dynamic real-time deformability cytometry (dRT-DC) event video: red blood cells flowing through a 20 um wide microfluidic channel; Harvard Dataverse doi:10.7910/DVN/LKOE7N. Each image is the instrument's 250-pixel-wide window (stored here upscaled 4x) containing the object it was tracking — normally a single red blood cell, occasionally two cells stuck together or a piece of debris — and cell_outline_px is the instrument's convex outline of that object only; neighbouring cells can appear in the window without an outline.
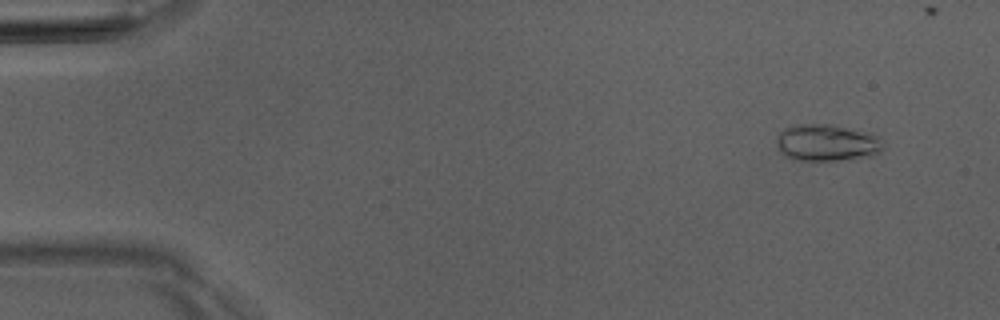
{"species": "Egyptian fruit bat (a non-hibernating species)", "species_latin": "Rousettus aegyptiacus", "temperature_condition": "room temperature", "stored_images_in_passage": 5, "camera_frame_rate_fps": 3000, "um_per_image_px": 0.085, "animal": {"sex": "male"}, "frame": {"image": 1, "passage_image": 2, "time_ms": 1.0, "image_size_px": [1000, 320], "cell_outline_px": [[884, 148], [880, 152], [872, 156], [836, 160], [796, 160], [784, 156], [780, 152], [776, 144], [776, 140], [780, 132], [784, 128], [796, 124], [828, 124], [868, 132], [880, 136], [884, 144]], "centroid_in_image_um": [70.29, 12.13], "position_along_channel_um": 14.7, "area_um2": 23.06}}